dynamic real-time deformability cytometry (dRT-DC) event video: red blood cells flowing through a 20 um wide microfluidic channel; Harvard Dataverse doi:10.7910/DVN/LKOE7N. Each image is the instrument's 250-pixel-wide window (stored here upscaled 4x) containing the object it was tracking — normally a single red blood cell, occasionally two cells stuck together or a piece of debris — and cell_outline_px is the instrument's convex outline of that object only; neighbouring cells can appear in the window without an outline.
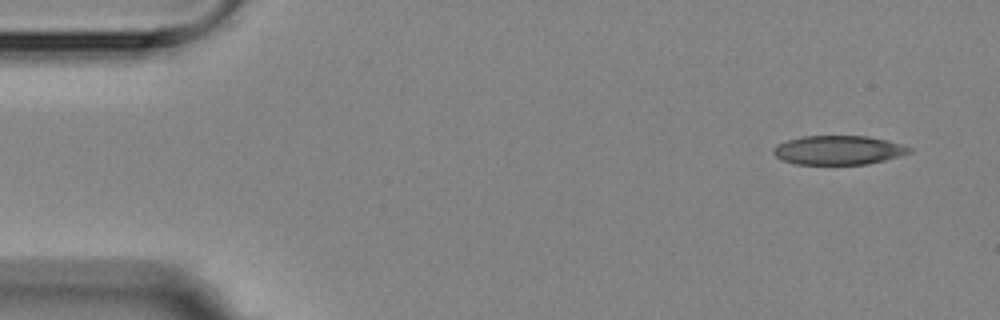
{"species": "Egyptian fruit bat (a non-hibernating species)", "species_latin": "Rousettus aegyptiacus", "temperature_condition": "room temperature", "stored_images_in_passage": 4, "camera_frame_rate_fps": 3000, "um_per_image_px": 0.085, "animal": {"sex": "female"}, "frame": {"image": 1, "passage_image": 1, "time_ms": 0.0, "image_size_px": [1000, 320], "cell_outline_px": [[912, 152], [900, 156], [868, 164], [796, 164], [780, 160], [772, 152], [772, 148], [776, 144], [784, 140], [800, 136], [868, 136], [888, 140], [912, 148]], "centroid_in_image_um": [71.22, 12.75], "position_along_channel_um": 13.8, "area_um2": 23.29}}
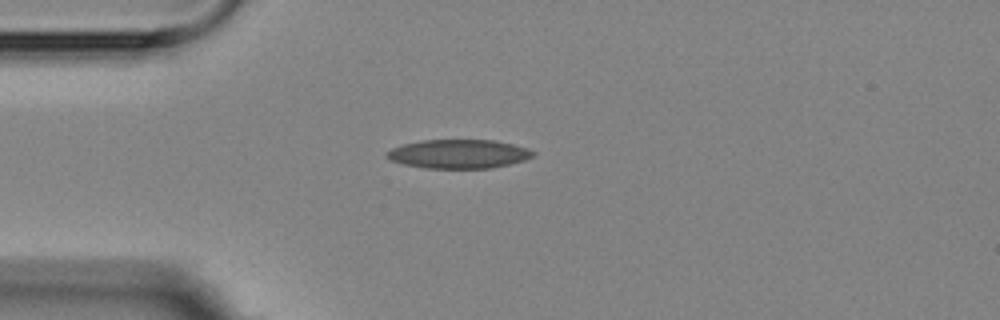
{"frame": {"image": 2, "passage_image": 4, "time_ms": 3.333, "image_size_px": [1000, 320], "cell_outline_px": [[536, 156], [524, 160], [492, 168], [428, 168], [404, 164], [392, 160], [384, 156], [384, 152], [392, 148], [404, 144], [420, 140], [492, 140], [512, 144], [528, 148], [536, 152]], "centroid_in_image_um": [39.0, 13.08], "position_along_channel_um": 46.0, "area_um2": 24.62}}